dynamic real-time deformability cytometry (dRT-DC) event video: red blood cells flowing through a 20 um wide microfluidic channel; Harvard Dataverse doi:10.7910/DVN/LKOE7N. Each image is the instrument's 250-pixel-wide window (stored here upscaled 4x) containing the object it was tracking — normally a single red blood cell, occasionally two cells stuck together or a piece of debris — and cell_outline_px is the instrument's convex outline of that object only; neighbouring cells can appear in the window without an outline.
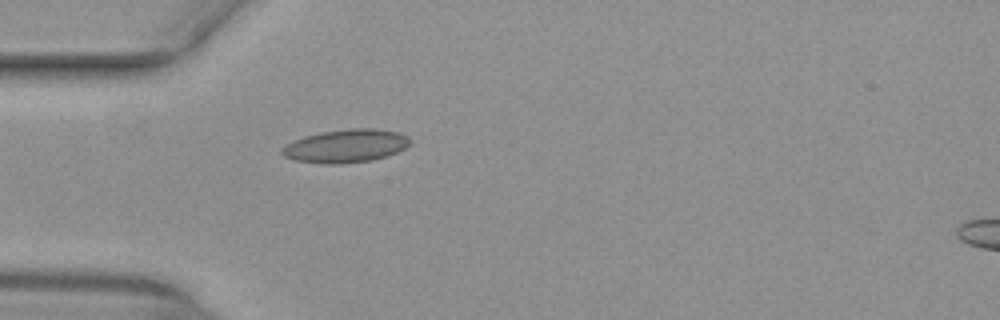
{"species": "common noctule bat (a hibernating species)", "species_latin": "Nyctalus noctula", "temperature_condition": "warm", "stored_images_in_passage": 38, "camera_frame_rate_fps": 3000, "um_per_image_px": 0.085, "animal": {"sex": "female", "body_mass_g": 29.2, "forearm_length_mm": 56.3}, "frame": {"image": 1, "passage_image": 1, "time_ms": 0.0, "image_size_px": [1000, 320], "cell_outline_px": [[412, 140], [404, 148], [396, 152], [372, 160], [340, 164], [324, 164], [296, 160], [284, 156], [280, 152], [280, 148], [284, 144], [304, 136], [320, 132], [348, 128], [380, 128], [400, 132], [408, 136]], "centroid_in_image_um": [29.38, 12.39], "position_along_channel_um": 55.6, "area_um2": 25.03}}
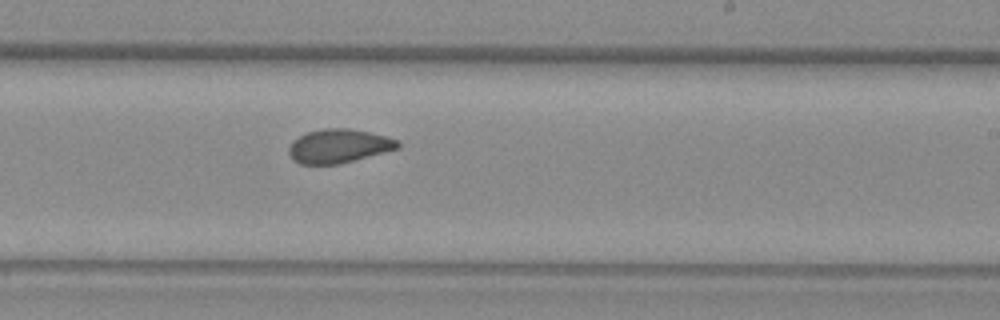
{"frame": {"image": 2, "passage_image": 17, "time_ms": 5.333, "image_size_px": [1000, 320], "cell_outline_px": [[400, 148], [336, 164], [300, 164], [292, 160], [288, 152], [288, 148], [292, 140], [308, 132], [324, 128], [348, 128], [368, 132], [384, 136], [396, 140], [400, 144]], "centroid_in_image_um": [28.74, 12.41], "position_along_channel_um": 260.3, "area_um2": 21.21}}
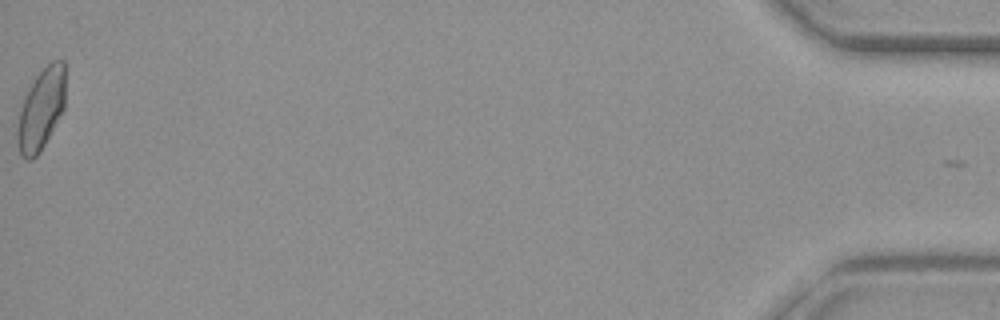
{"frame": {"image": 3, "passage_image": 38, "time_ms": 12.333, "image_size_px": [1000, 320], "cell_outline_px": [[64, 108], [40, 152], [32, 160], [24, 160], [20, 156], [16, 144], [16, 128], [20, 108], [24, 96], [28, 88], [36, 76], [52, 60], [64, 60]], "centroid_in_image_um": [3.44, 9.34], "position_along_channel_um": 431.8, "area_um2": 22.89}, "authors_computed_cell_mechanics": {"area_um2": 21.8773, "velocity_mm_per_s": 3.9541, "shape_relaxation_time_tau1_ms": 6.1244, "shape_relaxation_time_tau2_ms": 1.3432, "deformation_change_tau1": 0.1373, "deformation_change_tau2": 0.0683}}